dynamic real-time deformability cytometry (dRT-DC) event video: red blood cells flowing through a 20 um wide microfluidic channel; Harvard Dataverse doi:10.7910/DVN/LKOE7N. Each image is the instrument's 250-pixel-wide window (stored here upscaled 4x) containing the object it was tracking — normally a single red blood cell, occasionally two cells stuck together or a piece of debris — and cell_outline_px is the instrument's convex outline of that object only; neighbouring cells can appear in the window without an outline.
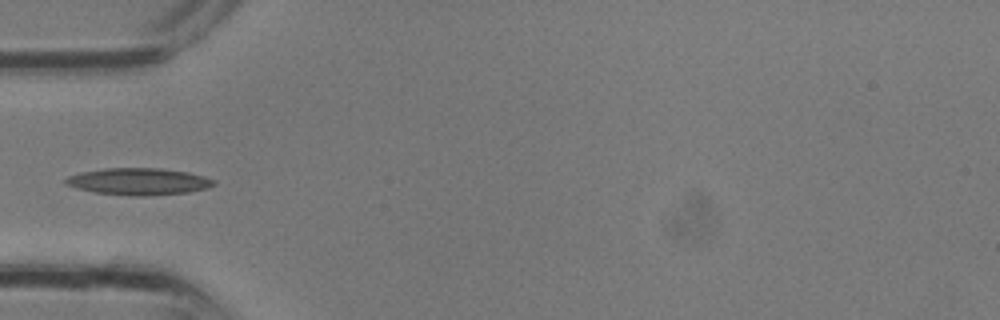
{"species": "common noctule bat (a hibernating species)", "species_latin": "Nyctalus noctula", "temperature_condition": "room temperature", "stored_images_in_passage": 23, "camera_frame_rate_fps": 3000, "um_per_image_px": 0.085, "animal": {"sex": "male", "body_mass_g": 13.3}, "frame": {"image": 1, "passage_image": 1, "time_ms": 0.0, "image_size_px": [1000, 320], "cell_outline_px": [[216, 184], [208, 188], [188, 192], [144, 196], [128, 196], [96, 192], [76, 188], [64, 184], [64, 180], [68, 176], [80, 172], [104, 168], [160, 168], [188, 172], [204, 176], [216, 180]], "centroid_in_image_um": [11.78, 15.42], "position_along_channel_um": 73.2, "area_um2": 23.35}}
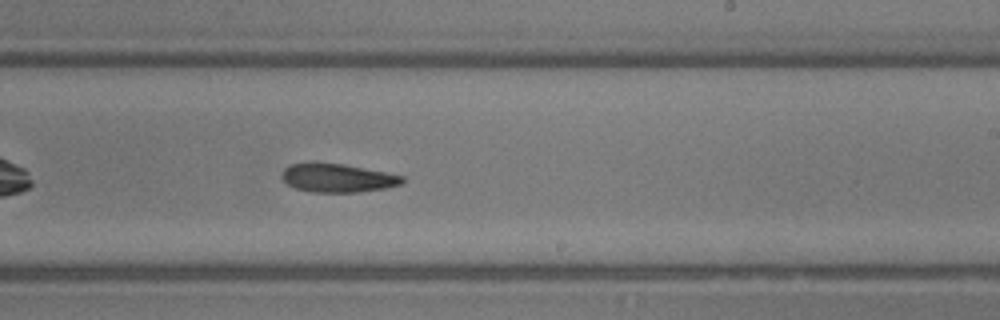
{"frame": {"image": 2, "passage_image": 10, "time_ms": 3.0, "image_size_px": [1000, 320], "cell_outline_px": [[404, 184], [384, 188], [360, 192], [308, 192], [296, 188], [288, 184], [280, 176], [284, 168], [292, 164], [312, 160], [344, 164], [404, 176]], "centroid_in_image_um": [28.65, 15.1], "position_along_channel_um": 260.3, "area_um2": 20.46}}
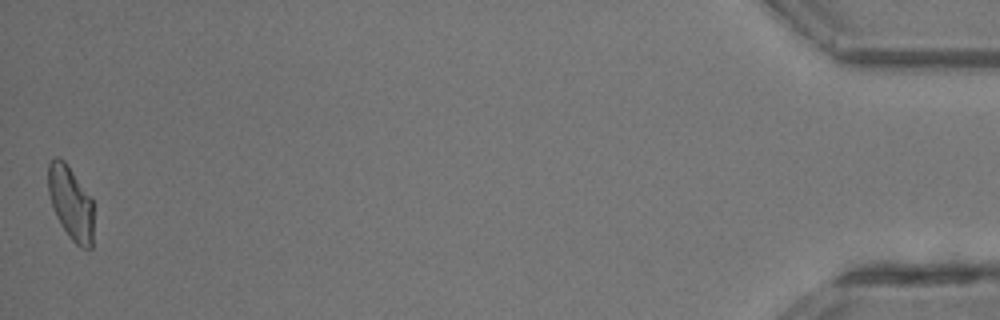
{"frame": {"image": 3, "passage_image": 23, "time_ms": 7.333, "image_size_px": [1000, 320], "cell_outline_px": [[92, 248], [80, 248], [68, 236], [60, 224], [56, 216], [48, 192], [48, 164], [56, 156], [60, 156], [64, 160], [92, 196]], "centroid_in_image_um": [6.01, 17.22], "position_along_channel_um": 429.2, "area_um2": 19.59}}